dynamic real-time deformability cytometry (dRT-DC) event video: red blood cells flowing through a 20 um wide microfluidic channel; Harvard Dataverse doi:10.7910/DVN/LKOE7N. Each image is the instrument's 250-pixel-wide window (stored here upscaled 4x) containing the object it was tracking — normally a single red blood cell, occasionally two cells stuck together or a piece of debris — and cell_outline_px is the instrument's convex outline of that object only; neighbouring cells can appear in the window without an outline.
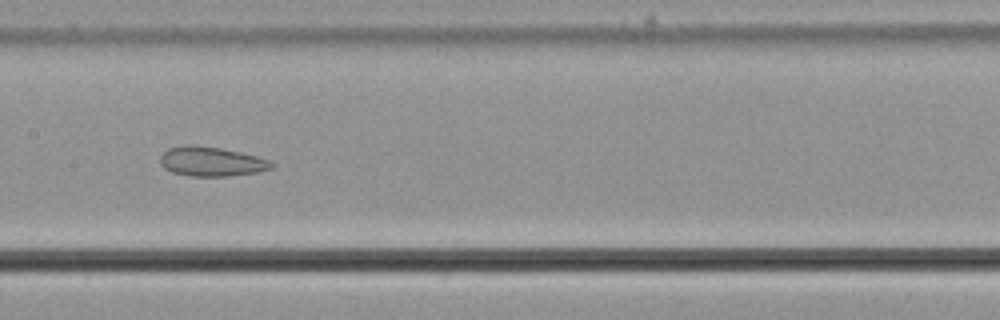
{"species": "common noctule bat (a hibernating species)", "species_latin": "Nyctalus noctula", "temperature_condition": "cold", "stored_images_in_passage": 57, "camera_frame_rate_fps": 3000, "um_per_image_px": 0.085, "animal": {"sex": "male", "body_mass_g": 21.5, "forearm_length_mm": 52.0}, "frame": {"image": 1, "passage_image": 29, "time_ms": 9.333, "image_size_px": [1000, 320], "cell_outline_px": [[276, 164], [272, 168], [256, 172], [228, 176], [188, 176], [172, 172], [164, 168], [160, 164], [160, 156], [168, 148], [184, 144], [192, 144], [220, 148], [240, 152], [256, 156], [268, 160]], "centroid_in_image_um": [17.93, 13.72], "position_along_channel_um": 189.5, "area_um2": 19.19}}
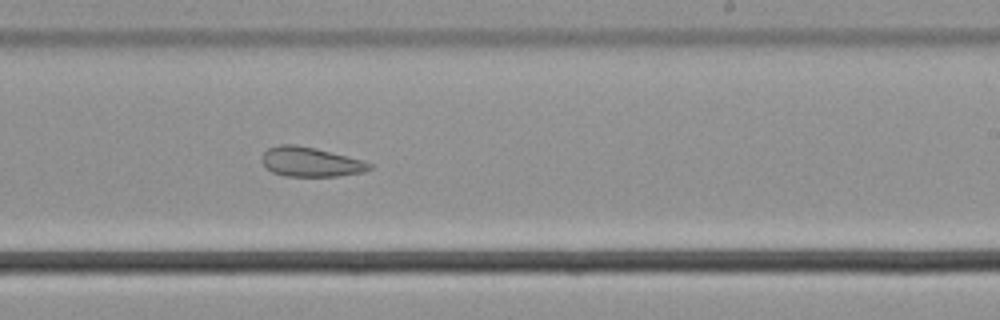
{"frame": {"image": 2, "passage_image": 35, "time_ms": 11.333, "image_size_px": [1000, 320], "cell_outline_px": [[372, 168], [364, 172], [340, 176], [284, 176], [272, 172], [260, 160], [264, 152], [268, 148], [280, 144], [292, 144], [316, 148], [360, 160], [372, 164]], "centroid_in_image_um": [26.37, 13.77], "position_along_channel_um": 262.6, "area_um2": 18.38}}
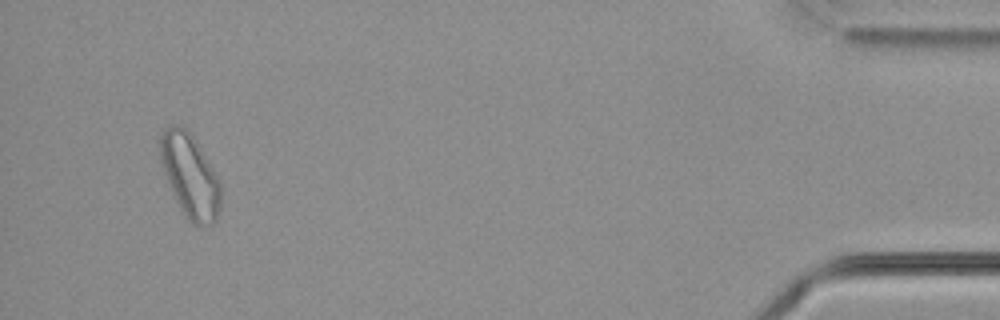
{"frame": {"image": 3, "passage_image": 54, "time_ms": 17.667, "image_size_px": [1000, 320], "cell_outline_px": [[220, 208], [216, 220], [212, 224], [192, 224], [180, 208], [176, 200], [164, 172], [160, 156], [160, 136], [164, 128], [176, 124], [184, 124], [192, 136], [216, 176], [220, 184]], "centroid_in_image_um": [16.13, 14.92], "position_along_channel_um": 419.1, "area_um2": 28.78}, "authors_computed_cell_mechanics": {"area_um2": 24.7384, "velocity_mm_per_s": 3.669, "shape_relaxation_time_tau1_ms": null, "shape_relaxation_time_tau2_ms": 3.9955, "deformation_change_tau1": null, "deformation_change_tau2": 0.116}}